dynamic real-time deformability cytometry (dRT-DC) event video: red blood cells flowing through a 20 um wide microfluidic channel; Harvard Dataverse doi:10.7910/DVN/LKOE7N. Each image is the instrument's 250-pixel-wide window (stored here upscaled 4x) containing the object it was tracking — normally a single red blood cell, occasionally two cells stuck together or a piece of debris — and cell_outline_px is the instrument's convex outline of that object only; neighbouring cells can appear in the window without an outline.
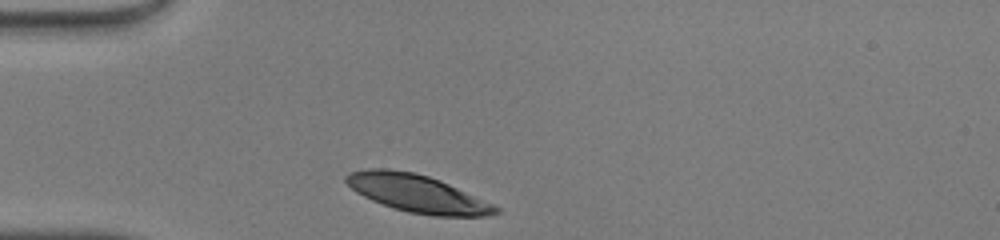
{"species": "human", "species_latin": "Homo sapiens", "temperature_condition": "warm", "stored_images_in_passage": 27, "camera_frame_rate_fps": 3000, "um_per_image_px": 0.085, "donor": {"sex": "male"}, "frame": {"image": 1, "passage_image": 1, "time_ms": 0.0, "image_size_px": [1000, 240], "cell_outline_px": [[500, 212], [488, 216], [432, 216], [408, 212], [392, 208], [372, 200], [356, 192], [344, 180], [344, 176], [348, 172], [368, 168], [388, 168], [412, 172], [428, 176], [440, 180], [492, 204], [500, 208]], "centroid_in_image_um": [35.43, 16.44], "position_along_channel_um": 49.6, "area_um2": 32.66}}
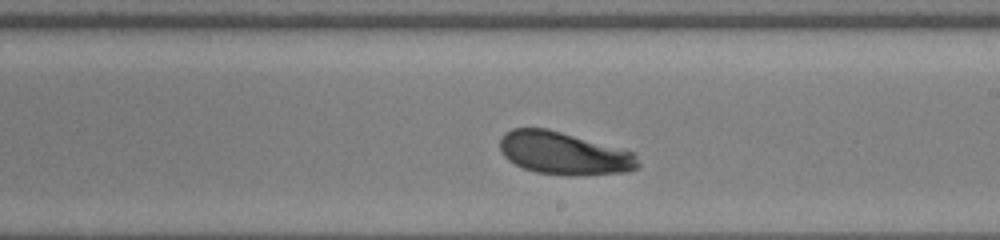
{"frame": {"image": 2, "passage_image": 16, "time_ms": 5.0, "image_size_px": [1000, 240], "cell_outline_px": [[640, 168], [624, 172], [576, 176], [572, 176], [536, 172], [524, 168], [508, 160], [504, 156], [500, 148], [500, 140], [504, 132], [512, 128], [548, 128], [636, 152], [640, 164]], "centroid_in_image_um": [47.97, 13.03], "position_along_channel_um": 241.0, "area_um2": 34.68}}
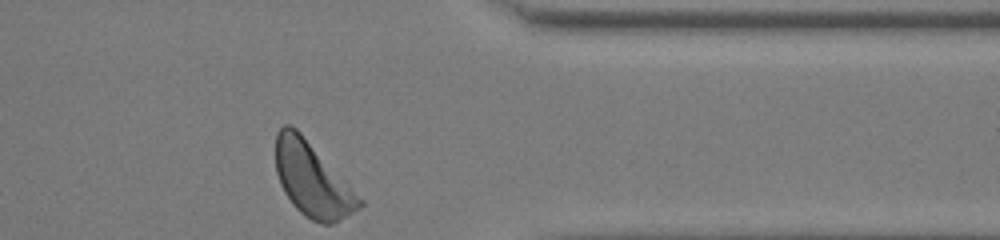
{"frame": {"image": 3, "passage_image": 27, "time_ms": 8.667, "image_size_px": [1000, 240], "cell_outline_px": [[364, 204], [360, 208], [340, 220], [332, 224], [320, 224], [312, 220], [300, 212], [292, 204], [284, 192], [280, 184], [276, 172], [276, 132], [284, 124], [288, 124], [296, 128], [300, 132], [364, 200]], "centroid_in_image_um": [26.55, 15.28], "position_along_channel_um": 384.9, "area_um2": 35.95}, "authors_computed_cell_mechanics": {"area_um2": 34.4488, "velocity_mm_per_s": 4.216, "shape_relaxation_time_tau1_ms": 1.3015, "shape_relaxation_time_tau2_ms": null, "deformation_change_tau1": 0.0939, "deformation_change_tau2": null}}